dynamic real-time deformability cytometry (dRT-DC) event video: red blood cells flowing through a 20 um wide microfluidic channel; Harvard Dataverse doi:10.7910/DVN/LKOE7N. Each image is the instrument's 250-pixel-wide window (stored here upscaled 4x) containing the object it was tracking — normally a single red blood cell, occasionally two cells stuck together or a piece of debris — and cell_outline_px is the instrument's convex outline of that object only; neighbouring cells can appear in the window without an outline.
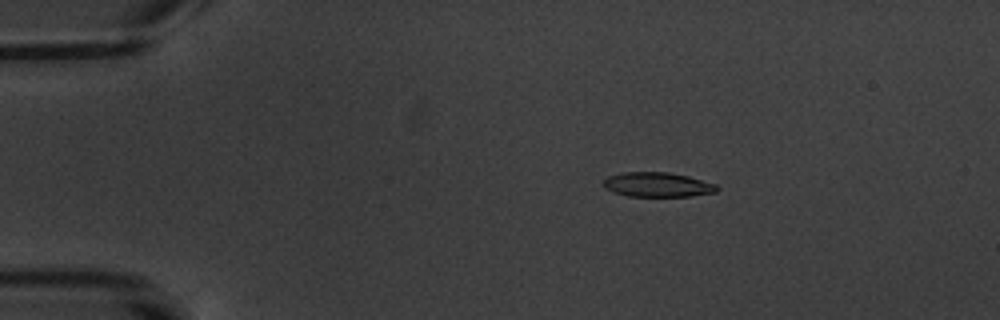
{"species": "common noctule bat (a hibernating species)", "species_latin": "Nyctalus noctula", "temperature_condition": "warm", "stored_images_in_passage": 5, "camera_frame_rate_fps": 3000, "um_per_image_px": 0.085, "animal": {"sex": "male", "body_mass_g": 20.1, "forearm_length_mm": 53.5}, "frame": {"image": 1, "passage_image": 3, "time_ms": 2.667, "image_size_px": [1000, 320], "cell_outline_px": [[720, 188], [716, 192], [692, 196], [628, 196], [612, 192], [604, 188], [604, 180], [608, 176], [624, 172], [668, 172], [688, 176], [716, 184]], "centroid_in_image_um": [55.89, 15.7], "position_along_channel_um": 29.1, "area_um2": 16.3}}